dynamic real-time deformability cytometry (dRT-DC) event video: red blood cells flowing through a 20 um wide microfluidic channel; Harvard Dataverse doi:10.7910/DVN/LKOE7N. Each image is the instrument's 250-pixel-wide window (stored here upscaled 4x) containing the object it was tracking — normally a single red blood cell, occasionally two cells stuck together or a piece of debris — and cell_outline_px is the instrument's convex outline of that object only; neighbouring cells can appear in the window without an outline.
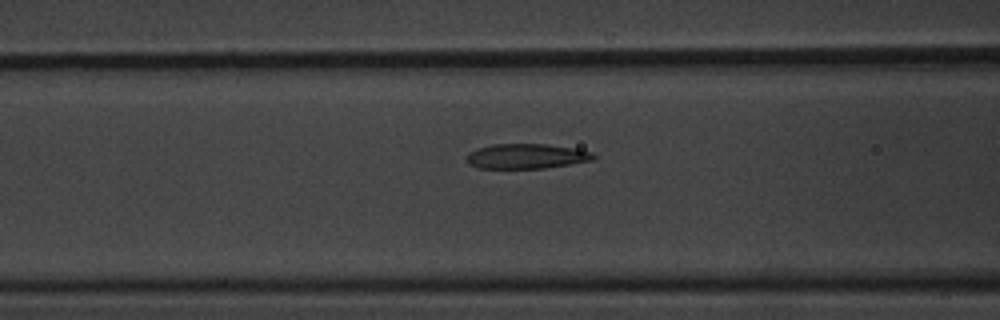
{"species": "common noctule bat (a hibernating species)", "species_latin": "Nyctalus noctula", "temperature_condition": "warm", "stored_images_in_passage": 7, "segment_of_instrument_passage": [2, 2], "camera_frame_rate_fps": 3000, "um_per_image_px": 0.085, "animal": {"sex": "male", "body_mass_g": 20.1, "forearm_length_mm": 53.5}, "frame": {"image": 1, "passage_image": 7, "time_ms": 2.0, "image_size_px": [1000, 320], "cell_outline_px": [[596, 156], [592, 160], [544, 168], [476, 168], [468, 164], [468, 152], [476, 148], [492, 144], [548, 144], [576, 148], [592, 152]], "centroid_in_image_um": [44.72, 13.27], "position_along_channel_um": 121.9, "area_um2": 18.44}}